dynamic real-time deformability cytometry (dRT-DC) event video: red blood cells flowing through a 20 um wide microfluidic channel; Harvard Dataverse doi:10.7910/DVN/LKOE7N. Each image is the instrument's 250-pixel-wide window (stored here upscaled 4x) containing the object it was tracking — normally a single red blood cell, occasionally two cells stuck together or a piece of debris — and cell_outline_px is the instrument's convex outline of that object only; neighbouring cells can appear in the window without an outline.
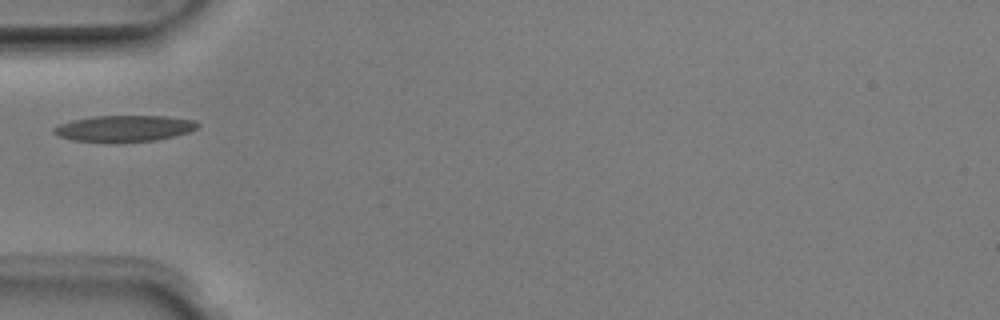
{"species": "Egyptian fruit bat (a non-hibernating species)", "species_latin": "Rousettus aegyptiacus", "temperature_condition": "room temperature", "stored_images_in_passage": 6, "camera_frame_rate_fps": 3000, "um_per_image_px": 0.085, "animal": {"sex": "male"}, "frame": {"image": 1, "passage_image": 4, "time_ms": 1.0, "image_size_px": [1000, 320], "cell_outline_px": [[200, 124], [196, 128], [188, 132], [156, 140], [116, 144], [104, 144], [72, 140], [60, 136], [52, 132], [52, 128], [60, 124], [72, 120], [92, 116], [164, 116], [196, 120]], "centroid_in_image_um": [10.51, 10.95], "position_along_channel_um": 74.5, "area_um2": 22.6}}
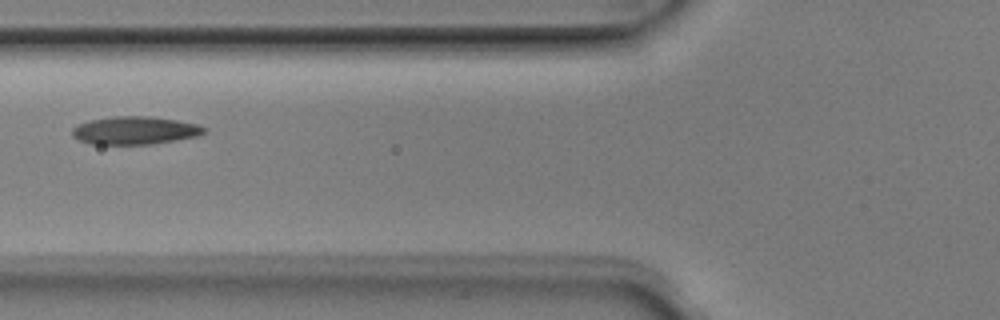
{"frame": {"image": 2, "passage_image": 5, "time_ms": 1.333, "image_size_px": [1000, 320], "cell_outline_px": [[208, 128], [204, 132], [196, 136], [176, 140], [152, 144], [92, 144], [80, 140], [72, 136], [72, 128], [76, 124], [92, 120], [112, 116], [148, 116], [176, 120], [196, 124]], "centroid_in_image_um": [11.44, 11.08], "position_along_channel_um": 114.4, "area_um2": 21.39}}
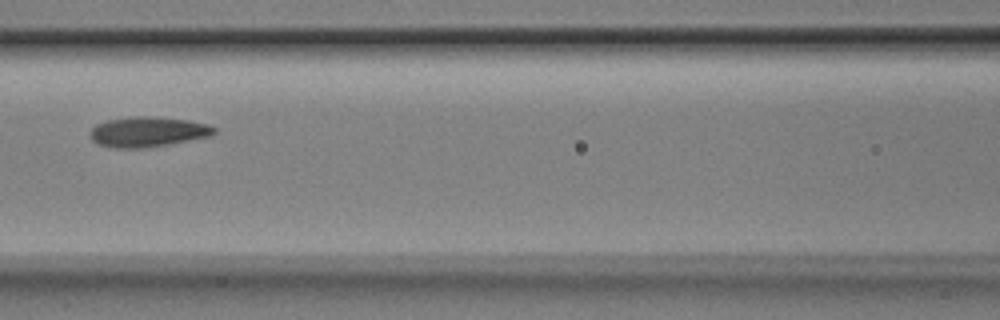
{"frame": {"image": 3, "passage_image": 6, "time_ms": 1.667, "image_size_px": [1000, 320], "cell_outline_px": [[216, 132], [212, 136], [168, 144], [144, 148], [116, 148], [96, 144], [92, 140], [88, 132], [96, 124], [108, 120], [136, 116], [148, 116], [188, 120], [208, 124], [216, 128]], "centroid_in_image_um": [12.55, 11.21], "position_along_channel_um": 154.0, "area_um2": 21.85}}